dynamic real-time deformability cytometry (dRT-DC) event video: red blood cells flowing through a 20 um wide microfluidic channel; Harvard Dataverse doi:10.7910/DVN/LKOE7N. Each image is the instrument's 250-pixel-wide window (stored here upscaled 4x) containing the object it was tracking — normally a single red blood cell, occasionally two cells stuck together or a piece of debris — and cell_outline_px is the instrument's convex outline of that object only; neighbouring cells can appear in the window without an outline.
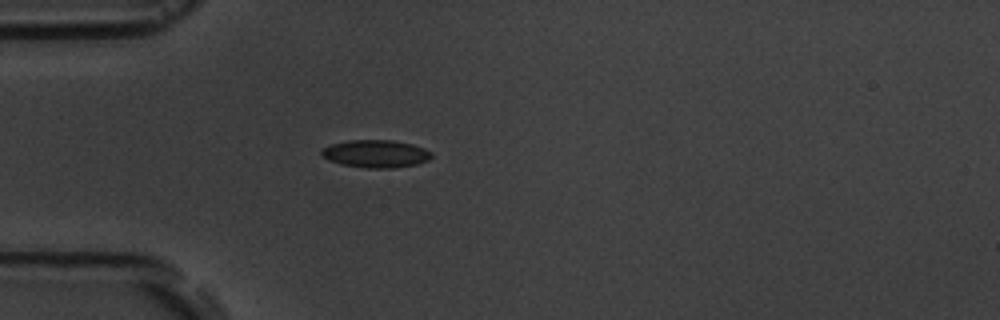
{"species": "common noctule bat (a hibernating species)", "species_latin": "Nyctalus noctula", "temperature_condition": "room temperature", "stored_images_in_passage": 1, "camera_frame_rate_fps": 3000, "um_per_image_px": 0.085, "animal": {"sex": "male", "body_mass_g": 19.5, "forearm_length_mm": 54.6}, "frame": {"image": 1, "passage_image": 1, "time_ms": 0.0, "image_size_px": [1000, 320], "cell_outline_px": [[432, 156], [428, 160], [416, 164], [396, 168], [364, 168], [340, 164], [328, 160], [320, 152], [324, 148], [332, 144], [348, 140], [392, 140], [412, 144], [424, 148], [432, 152]], "centroid_in_image_um": [31.96, 13.07], "position_along_channel_um": 53.0, "area_um2": 17.74}}